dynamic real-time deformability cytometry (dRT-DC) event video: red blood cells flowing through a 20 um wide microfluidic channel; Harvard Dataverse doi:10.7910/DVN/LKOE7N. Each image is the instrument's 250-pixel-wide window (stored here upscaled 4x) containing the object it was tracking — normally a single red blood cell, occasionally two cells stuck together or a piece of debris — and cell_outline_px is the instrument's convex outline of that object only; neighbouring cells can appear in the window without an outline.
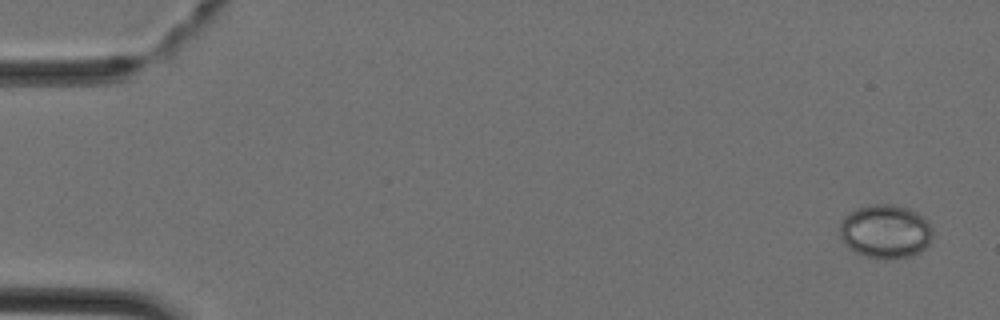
{"species": "Egyptian fruit bat (a non-hibernating species)", "species_latin": "Rousettus aegyptiacus", "temperature_condition": "cold", "stored_images_in_passage": 4, "camera_frame_rate_fps": 3000, "um_per_image_px": 0.085, "animal": {"sex": "female"}, "frame": {"image": 1, "passage_image": 1, "time_ms": 0.0, "image_size_px": [1000, 320], "cell_outline_px": [[932, 236], [928, 244], [920, 252], [908, 256], [888, 260], [884, 260], [864, 256], [848, 248], [844, 244], [840, 236], [840, 224], [844, 216], [848, 212], [856, 208], [868, 204], [896, 204], [908, 208], [924, 216], [932, 228]], "centroid_in_image_um": [75.24, 19.66], "position_along_channel_um": 9.8, "area_um2": 29.54}}